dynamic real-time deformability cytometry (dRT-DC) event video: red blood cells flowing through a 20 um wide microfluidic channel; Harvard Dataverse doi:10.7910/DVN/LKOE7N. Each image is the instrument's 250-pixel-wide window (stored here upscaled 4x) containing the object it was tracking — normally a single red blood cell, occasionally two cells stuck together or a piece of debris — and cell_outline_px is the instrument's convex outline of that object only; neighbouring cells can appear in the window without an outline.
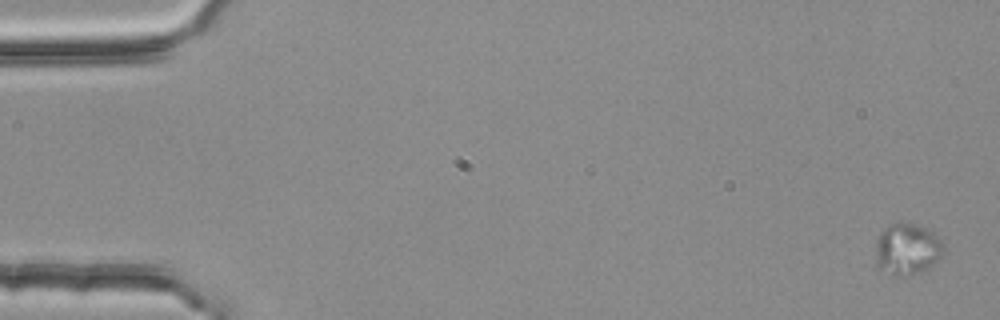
{"species": "common noctule bat (a hibernating species)", "species_latin": "Nyctalus noctula", "temperature_condition": "room temperature", "stored_images_in_passage": 5, "camera_frame_rate_fps": 3000, "um_per_image_px": 0.085, "animal": {"sex": "female", "body_mass_g": 25.1}, "frame": {"image": 1, "passage_image": 1, "time_ms": 0.0, "image_size_px": [1000, 320], "cell_outline_px": [[944, 248], [940, 256], [928, 268], [908, 276], [892, 276], [880, 268], [876, 264], [876, 240], [880, 232], [888, 224], [916, 224], [928, 228], [944, 244]], "centroid_in_image_um": [77.08, 21.18], "position_along_channel_um": 7.9, "area_um2": 20.29}}